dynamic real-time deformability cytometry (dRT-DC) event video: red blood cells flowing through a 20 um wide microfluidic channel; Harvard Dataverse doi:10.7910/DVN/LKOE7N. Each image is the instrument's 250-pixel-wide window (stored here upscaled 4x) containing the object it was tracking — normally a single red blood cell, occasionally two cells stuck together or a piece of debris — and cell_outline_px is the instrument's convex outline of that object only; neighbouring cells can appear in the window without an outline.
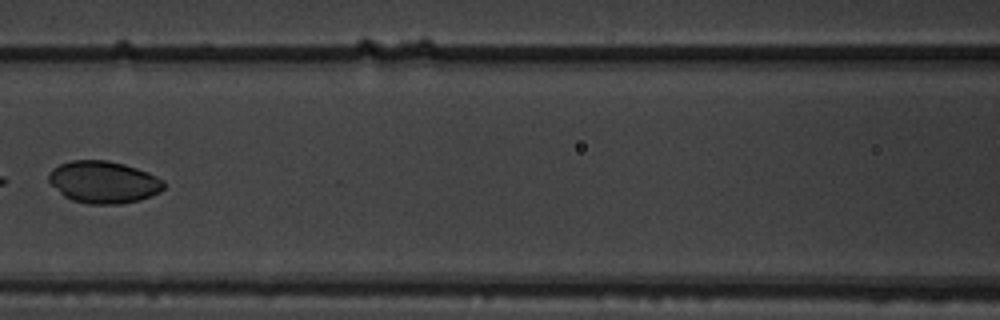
{"species": "common noctule bat (a hibernating species)", "species_latin": "Nyctalus noctula", "temperature_condition": "warm", "stored_images_in_passage": 9, "camera_frame_rate_fps": 3000, "um_per_image_px": 0.085, "animal": {"sex": "male", "body_mass_g": 19.5, "forearm_length_mm": 54.6}, "frame": {"image": 1, "passage_image": 6, "time_ms": 1.667, "image_size_px": [1000, 320], "cell_outline_px": [[164, 188], [160, 192], [140, 200], [120, 204], [88, 204], [72, 200], [64, 196], [48, 180], [48, 172], [52, 168], [60, 164], [72, 160], [108, 160], [124, 164], [148, 172], [164, 180]], "centroid_in_image_um": [8.8, 15.47], "position_along_channel_um": 157.8, "area_um2": 28.32}}
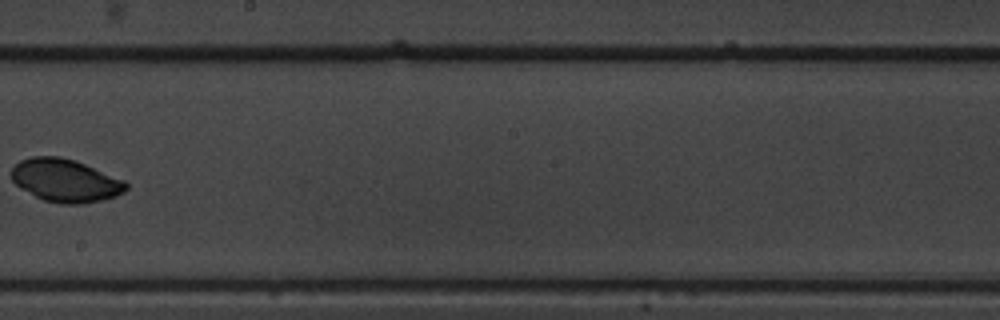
{"frame": {"image": 2, "passage_image": 8, "time_ms": 2.333, "image_size_px": [1000, 320], "cell_outline_px": [[128, 188], [124, 192], [116, 196], [84, 204], [60, 204], [44, 200], [20, 188], [12, 180], [12, 168], [20, 160], [32, 156], [60, 156], [76, 160], [124, 180], [128, 184]], "centroid_in_image_um": [5.57, 15.34], "position_along_channel_um": 242.6, "area_um2": 28.73}}
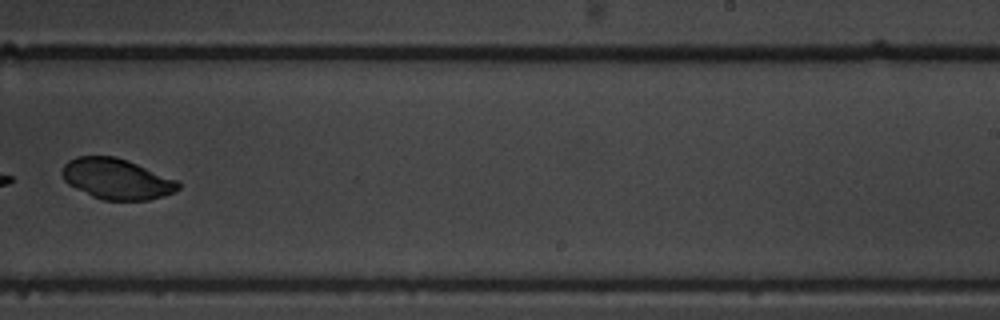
{"frame": {"image": 3, "passage_image": 9, "time_ms": 2.667, "image_size_px": [1000, 320], "cell_outline_px": [[180, 188], [176, 192], [164, 196], [148, 200], [100, 200], [68, 184], [64, 180], [60, 172], [64, 164], [68, 160], [76, 156], [116, 156], [128, 160], [176, 180], [180, 184]], "centroid_in_image_um": [9.89, 15.21], "position_along_channel_um": 279.1, "area_um2": 27.63}}